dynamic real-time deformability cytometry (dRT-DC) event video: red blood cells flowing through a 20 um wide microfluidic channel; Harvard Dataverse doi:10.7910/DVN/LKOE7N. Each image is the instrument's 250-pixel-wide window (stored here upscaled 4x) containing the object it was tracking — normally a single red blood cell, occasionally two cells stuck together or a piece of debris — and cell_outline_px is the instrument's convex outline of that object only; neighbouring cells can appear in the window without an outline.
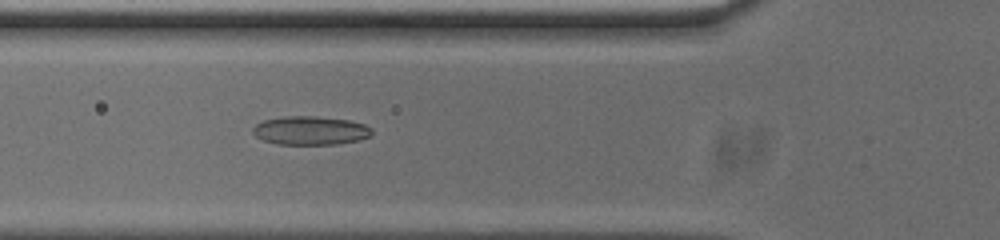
{"species": "common noctule bat (a hibernating species)", "species_latin": "Nyctalus noctula", "temperature_condition": "cold", "stored_images_in_passage": 53, "camera_frame_rate_fps": 3000, "um_per_image_px": 0.085, "animal": {"sex": "male", "body_mass_g": 20.0, "forearm_length_mm": 53.3}, "frame": {"image": 1, "passage_image": 18, "time_ms": 5.667, "image_size_px": [1000, 240], "cell_outline_px": [[372, 136], [360, 140], [336, 144], [276, 144], [264, 140], [256, 136], [252, 132], [252, 128], [256, 124], [264, 120], [284, 116], [316, 116], [348, 120], [364, 124], [372, 128]], "centroid_in_image_um": [26.4, 11.09], "position_along_channel_um": 99.4, "area_um2": 19.94}}
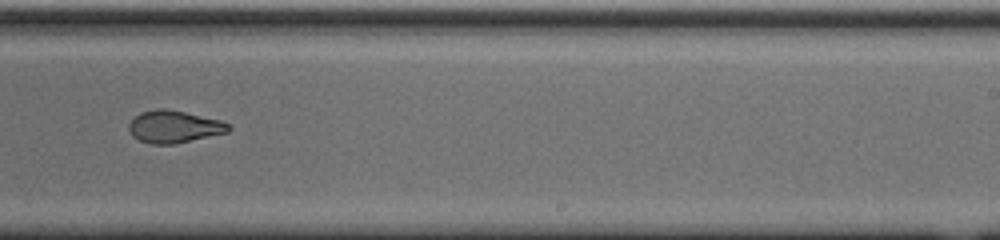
{"frame": {"image": 2, "passage_image": 32, "time_ms": 10.333, "image_size_px": [1000, 240], "cell_outline_px": [[232, 128], [228, 132], [172, 144], [152, 144], [140, 140], [132, 136], [128, 128], [128, 124], [140, 112], [156, 108], [164, 108], [184, 112], [220, 120], [228, 124]], "centroid_in_image_um": [14.77, 10.76], "position_along_channel_um": 274.2, "area_um2": 18.55}}
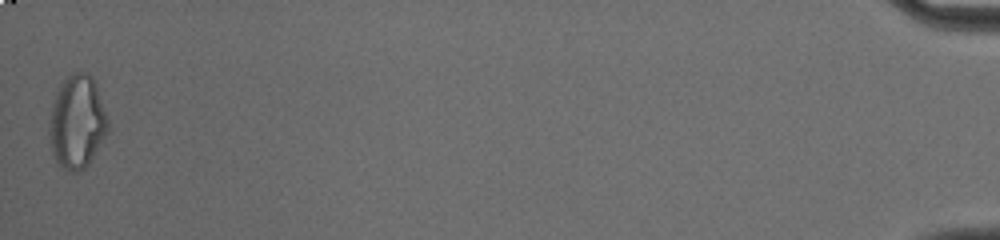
{"frame": {"image": 3, "passage_image": 53, "time_ms": 17.333, "image_size_px": [1000, 240], "cell_outline_px": [[108, 132], [88, 164], [80, 172], [72, 172], [56, 164], [52, 152], [48, 132], [48, 124], [52, 104], [56, 92], [60, 84], [68, 76], [76, 72], [88, 72], [92, 76], [96, 84], [108, 124]], "centroid_in_image_um": [6.52, 10.38], "position_along_channel_um": 428.7, "area_um2": 31.85}, "authors_computed_cell_mechanics": {"area_um2": 19.8832, "velocity_mm_per_s": 3.7451, "shape_relaxation_time_tau1_ms": null, "shape_relaxation_time_tau2_ms": 1.8477, "deformation_change_tau1": null, "deformation_change_tau2": 0.0783}}